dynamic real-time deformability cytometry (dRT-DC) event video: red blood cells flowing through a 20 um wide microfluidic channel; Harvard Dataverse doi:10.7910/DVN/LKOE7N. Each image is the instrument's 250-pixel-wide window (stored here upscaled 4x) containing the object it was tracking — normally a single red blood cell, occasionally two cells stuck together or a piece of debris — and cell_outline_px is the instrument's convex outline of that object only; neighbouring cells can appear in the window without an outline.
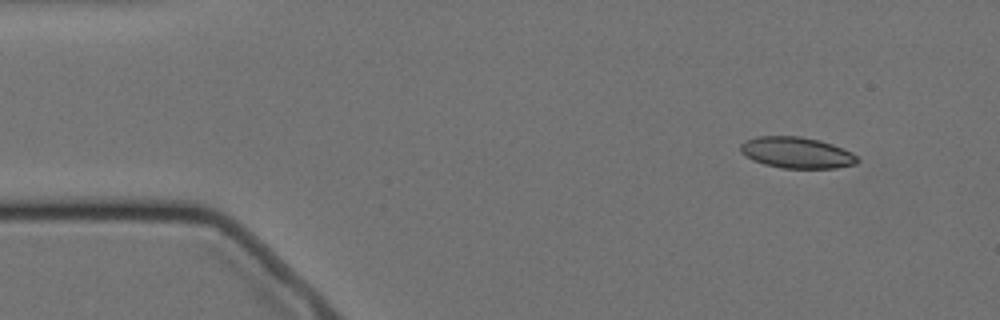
{"species": "Egyptian fruit bat (a non-hibernating species)", "species_latin": "Rousettus aegyptiacus", "temperature_condition": "cold", "stored_images_in_passage": 3, "camera_frame_rate_fps": 3000, "um_per_image_px": 0.085, "animal": {"sex": "female"}, "frame": {"image": 1, "passage_image": 1, "time_ms": 0.0, "image_size_px": [1000, 320], "cell_outline_px": [[860, 160], [856, 164], [836, 168], [784, 168], [764, 164], [752, 160], [740, 152], [740, 144], [744, 140], [756, 136], [800, 136], [820, 140], [832, 144], [852, 152]], "centroid_in_image_um": [67.7, 12.97], "position_along_channel_um": 17.3, "area_um2": 21.39}}
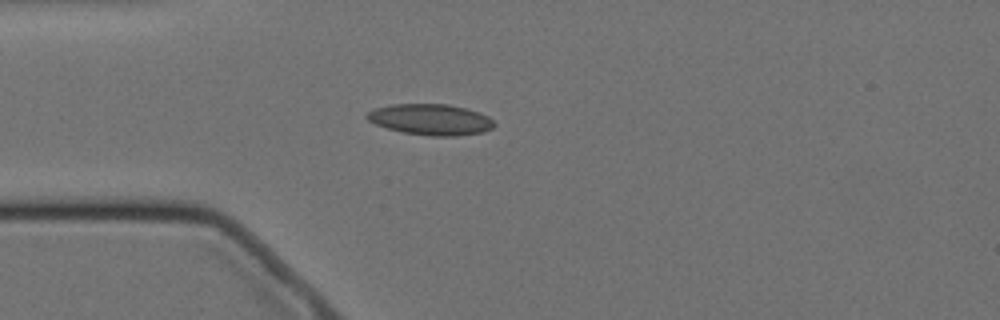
{"frame": {"image": 2, "passage_image": 3, "time_ms": 3.0, "image_size_px": [1000, 320], "cell_outline_px": [[496, 124], [492, 128], [484, 132], [456, 136], [432, 136], [400, 132], [376, 124], [368, 120], [364, 116], [368, 112], [376, 108], [392, 104], [448, 104], [468, 108], [480, 112], [488, 116]], "centroid_in_image_um": [36.63, 10.16], "position_along_channel_um": 48.4, "area_um2": 23.12}}